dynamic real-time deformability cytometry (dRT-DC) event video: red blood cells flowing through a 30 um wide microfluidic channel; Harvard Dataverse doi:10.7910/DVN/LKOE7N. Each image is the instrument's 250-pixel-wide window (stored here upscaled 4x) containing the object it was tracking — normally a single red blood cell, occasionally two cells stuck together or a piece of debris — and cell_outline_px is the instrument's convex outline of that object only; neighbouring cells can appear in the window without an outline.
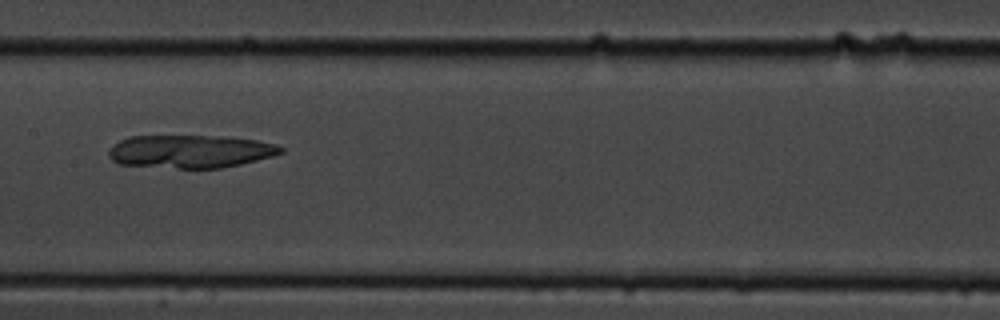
{"species": "common noctule bat (a hibernating species)", "species_latin": "Nyctalus noctula", "temperature_condition": "cold", "stored_images_in_passage": 11, "camera_frame_rate_fps": 3000, "um_per_image_px": 0.085, "animal": {"sex": "male", "body_mass_g": 19.5, "forearm_length_mm": 54.6}, "frame": {"image": 1, "passage_image": 4, "time_ms": 3.333, "image_size_px": [1000, 320], "cell_outline_px": [[284, 152], [272, 156], [240, 164], [220, 168], [180, 168], [120, 164], [112, 160], [108, 156], [108, 148], [112, 144], [128, 136], [224, 136], [256, 140], [276, 144], [284, 148]], "centroid_in_image_um": [16.15, 12.86], "position_along_channel_um": 191.2, "area_um2": 33.18}}